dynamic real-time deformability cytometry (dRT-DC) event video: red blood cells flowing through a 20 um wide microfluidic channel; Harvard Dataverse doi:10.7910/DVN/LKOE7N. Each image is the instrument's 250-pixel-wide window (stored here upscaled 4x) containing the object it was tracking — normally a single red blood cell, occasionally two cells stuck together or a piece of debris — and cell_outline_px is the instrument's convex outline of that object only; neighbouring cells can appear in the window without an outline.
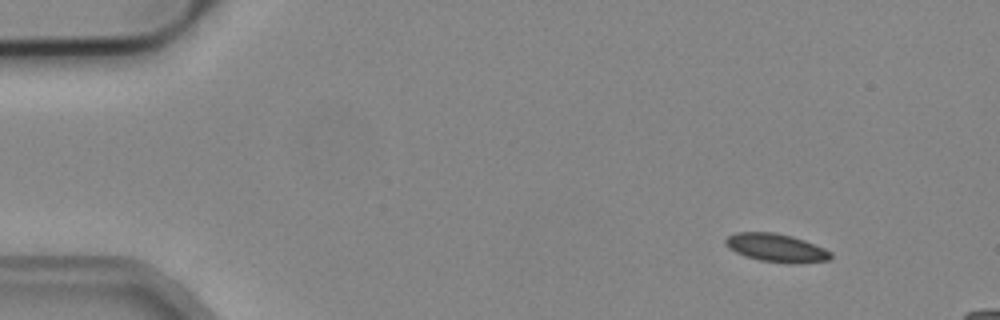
{"species": "common noctule bat (a hibernating species)", "species_latin": "Nyctalus noctula", "temperature_condition": "cold", "stored_images_in_passage": 3, "camera_frame_rate_fps": 3000, "um_per_image_px": 0.085, "animal": {"sex": "male", "body_mass_g": 19.2, "forearm_length_mm": 51.8}, "frame": {"image": 1, "passage_image": 1, "time_ms": 0.0, "image_size_px": [1000, 320], "cell_outline_px": [[832, 256], [828, 260], [788, 264], [760, 260], [744, 256], [728, 248], [724, 244], [724, 240], [728, 236], [736, 232], [772, 232], [792, 236], [804, 240], [824, 248], [832, 252]], "centroid_in_image_um": [65.95, 21.06], "position_along_channel_um": 19.0, "area_um2": 17.34}}